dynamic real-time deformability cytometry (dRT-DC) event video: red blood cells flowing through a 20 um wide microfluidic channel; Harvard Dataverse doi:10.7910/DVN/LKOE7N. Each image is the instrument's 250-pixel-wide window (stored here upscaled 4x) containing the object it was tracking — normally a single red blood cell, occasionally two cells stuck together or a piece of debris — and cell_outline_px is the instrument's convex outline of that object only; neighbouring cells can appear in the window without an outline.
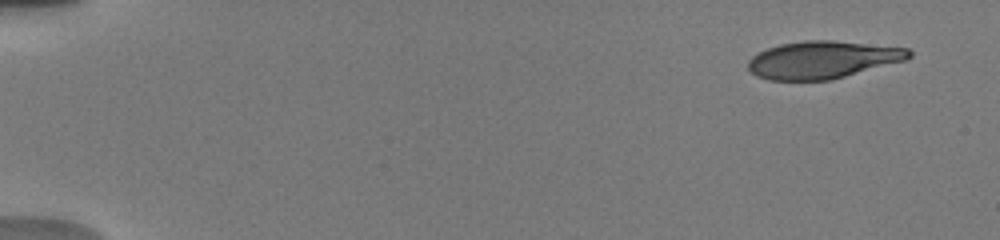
{"species": "human", "species_latin": "Homo sapiens", "temperature_condition": "warm", "stored_images_in_passage": 30, "camera_frame_rate_fps": 3000, "um_per_image_px": 0.085, "donor": {"sex": "male"}, "frame": {"image": 1, "passage_image": 2, "time_ms": 0.667, "image_size_px": [1000, 240], "cell_outline_px": [[912, 56], [904, 60], [844, 76], [828, 80], [768, 80], [756, 76], [748, 68], [748, 60], [752, 56], [768, 48], [780, 44], [804, 40], [832, 40], [908, 48], [912, 52]], "centroid_in_image_um": [69.89, 5.07], "position_along_channel_um": 15.1, "area_um2": 34.8}}
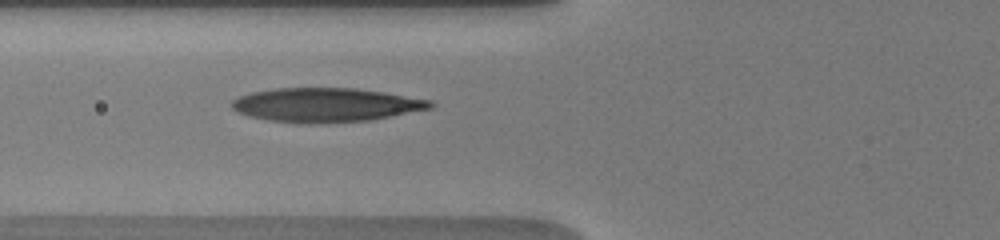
{"frame": {"image": 2, "passage_image": 14, "time_ms": 6.667, "image_size_px": [1000, 240], "cell_outline_px": [[436, 104], [432, 108], [372, 120], [308, 124], [272, 120], [252, 116], [240, 112], [232, 108], [232, 100], [240, 96], [252, 92], [276, 88], [356, 88], [384, 92], [432, 100]], "centroid_in_image_um": [27.77, 8.91], "position_along_channel_um": 98.0, "area_um2": 39.19}}
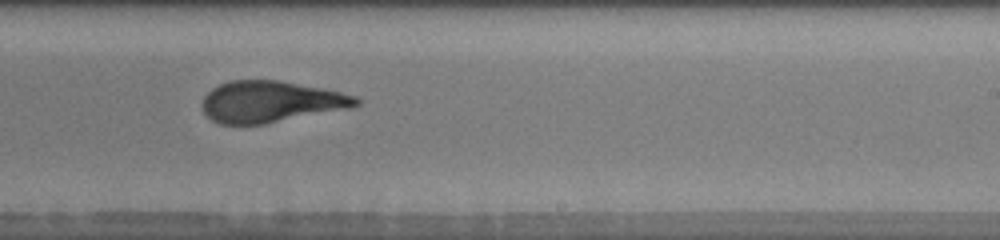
{"frame": {"image": 3, "passage_image": 27, "time_ms": 11.0, "image_size_px": [1000, 240], "cell_outline_px": [[360, 104], [352, 108], [264, 124], [220, 124], [212, 120], [204, 112], [200, 104], [204, 96], [212, 88], [220, 84], [232, 80], [280, 80], [324, 88], [356, 96], [360, 100]], "centroid_in_image_um": [23.02, 8.64], "position_along_channel_um": 266.0, "area_um2": 37.34}}